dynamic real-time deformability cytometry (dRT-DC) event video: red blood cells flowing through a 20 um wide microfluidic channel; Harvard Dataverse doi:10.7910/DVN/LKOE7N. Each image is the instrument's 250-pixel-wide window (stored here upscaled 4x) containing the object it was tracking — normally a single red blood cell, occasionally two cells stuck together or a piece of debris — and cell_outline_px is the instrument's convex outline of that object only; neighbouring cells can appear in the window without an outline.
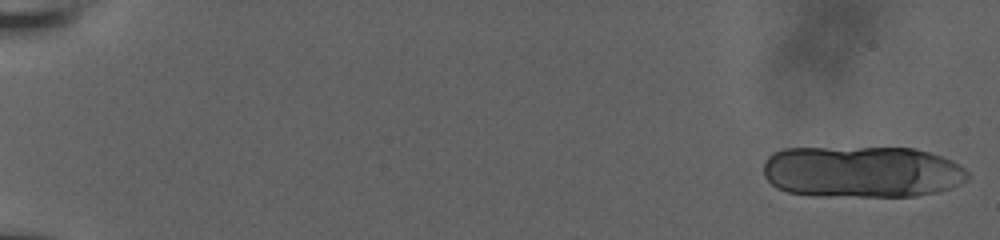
{"species": "human", "species_latin": "Homo sapiens", "temperature_condition": "room temperature", "stored_images_in_passage": 19, "camera_frame_rate_fps": 3000, "um_per_image_px": 0.085, "donor": {"sex": "male"}, "frame": {"image": 1, "passage_image": 1, "time_ms": 0.0, "image_size_px": [1000, 240], "cell_outline_px": [[972, 176], [968, 180], [960, 184], [936, 192], [916, 196], [812, 196], [788, 192], [776, 188], [764, 176], [764, 160], [772, 152], [784, 148], [916, 148], [952, 160], [964, 168]], "centroid_in_image_um": [73.25, 14.6], "position_along_channel_um": 11.7, "area_um2": 62.08}}